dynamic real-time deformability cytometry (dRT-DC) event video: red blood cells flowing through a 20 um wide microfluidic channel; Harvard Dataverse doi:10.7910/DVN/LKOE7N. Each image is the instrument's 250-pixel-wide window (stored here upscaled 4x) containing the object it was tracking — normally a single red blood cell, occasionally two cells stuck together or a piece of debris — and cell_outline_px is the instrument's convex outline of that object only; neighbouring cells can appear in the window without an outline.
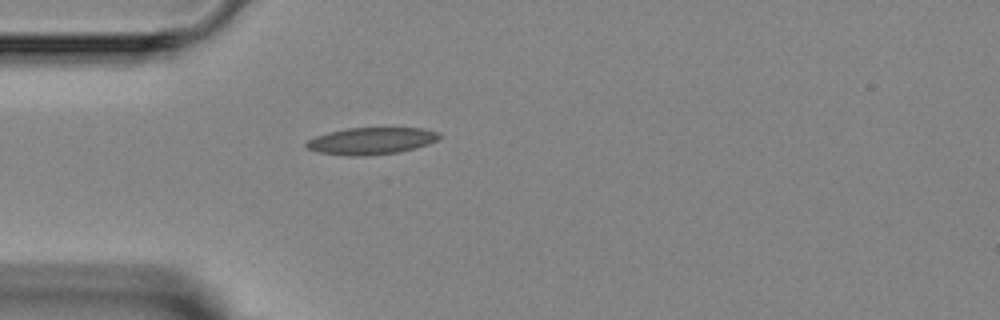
{"species": "Egyptian fruit bat (a non-hibernating species)", "species_latin": "Rousettus aegyptiacus", "temperature_condition": "room temperature", "stored_images_in_passage": 1, "camera_frame_rate_fps": 3000, "um_per_image_px": 0.085, "animal": {"sex": "female"}, "frame": {"image": 1, "passage_image": 1, "time_ms": 0.0, "image_size_px": [1000, 320], "cell_outline_px": [[440, 136], [436, 140], [428, 144], [400, 152], [364, 156], [348, 156], [316, 152], [304, 148], [304, 144], [308, 140], [316, 136], [328, 132], [348, 128], [424, 128], [440, 132]], "centroid_in_image_um": [31.52, 11.98], "position_along_channel_um": 53.5, "area_um2": 21.04}}